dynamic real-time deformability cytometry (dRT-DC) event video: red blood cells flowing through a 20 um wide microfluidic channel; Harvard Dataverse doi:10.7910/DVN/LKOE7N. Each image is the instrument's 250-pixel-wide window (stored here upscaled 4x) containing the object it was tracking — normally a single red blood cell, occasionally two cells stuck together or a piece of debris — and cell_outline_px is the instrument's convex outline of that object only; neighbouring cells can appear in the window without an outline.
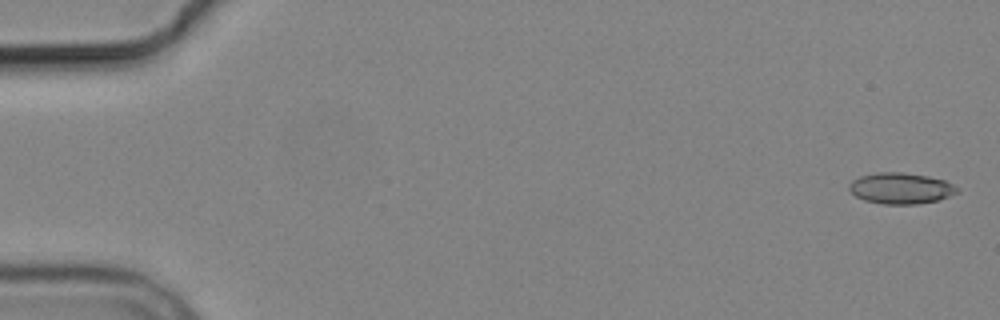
{"species": "common noctule bat (a hibernating species)", "species_latin": "Nyctalus noctula", "temperature_condition": "cold", "stored_images_in_passage": 5, "camera_frame_rate_fps": 3000, "um_per_image_px": 0.085, "animal": {"sex": "male", "body_mass_g": 19.2, "forearm_length_mm": 51.8}, "frame": {"image": 1, "passage_image": 1, "time_ms": 0.0, "image_size_px": [1000, 320], "cell_outline_px": [[960, 192], [940, 200], [916, 204], [884, 204], [864, 200], [856, 196], [848, 188], [848, 184], [852, 180], [860, 176], [876, 172], [904, 172], [928, 176], [944, 180], [960, 188]], "centroid_in_image_um": [76.59, 16.0], "position_along_channel_um": 8.4, "area_um2": 19.77}}
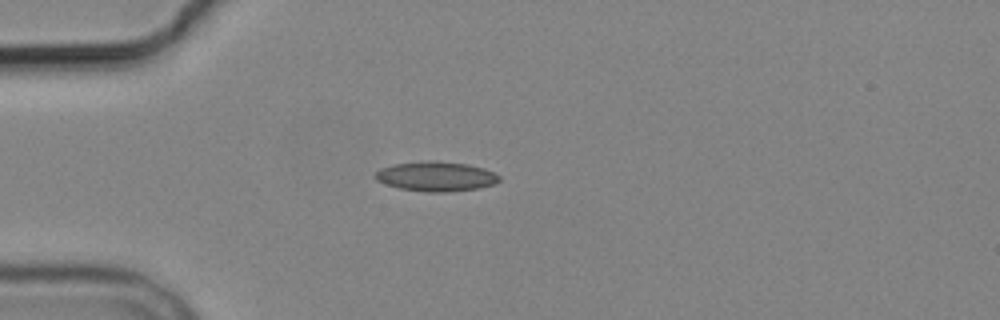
{"frame": {"image": 2, "passage_image": 5, "time_ms": 4.667, "image_size_px": [1000, 320], "cell_outline_px": [[500, 180], [496, 184], [480, 188], [448, 192], [424, 192], [400, 188], [384, 184], [376, 180], [376, 172], [380, 168], [392, 164], [428, 160], [432, 160], [468, 164], [484, 168], [500, 176]], "centroid_in_image_um": [37.07, 14.99], "position_along_channel_um": 47.9, "area_um2": 21.68}}